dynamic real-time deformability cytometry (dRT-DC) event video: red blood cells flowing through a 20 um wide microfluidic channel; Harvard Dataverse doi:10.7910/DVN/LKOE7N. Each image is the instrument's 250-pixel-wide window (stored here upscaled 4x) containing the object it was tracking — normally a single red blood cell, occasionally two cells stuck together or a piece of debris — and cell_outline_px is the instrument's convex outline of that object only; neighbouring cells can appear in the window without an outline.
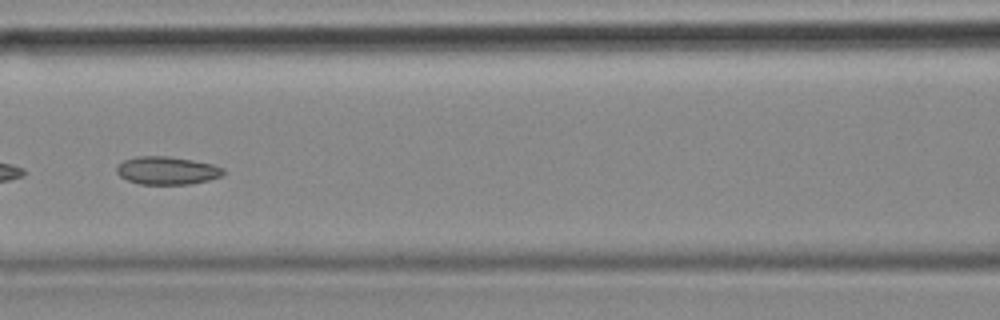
{"species": "common noctule bat (a hibernating species)", "species_latin": "Nyctalus noctula", "temperature_condition": "cold", "stored_images_in_passage": 53, "camera_frame_rate_fps": 3000, "um_per_image_px": 0.085, "animal": {"sex": "female", "body_mass_g": 18.4}, "frame": {"image": 1, "passage_image": 23, "time_ms": 7.333, "image_size_px": [1000, 320], "cell_outline_px": [[224, 172], [220, 176], [208, 180], [188, 184], [140, 184], [128, 180], [120, 176], [116, 172], [116, 164], [124, 160], [136, 156], [168, 156], [192, 160], [212, 164], [224, 168]], "centroid_in_image_um": [14.15, 14.48], "position_along_channel_um": 152.4, "area_um2": 17.34}, "authors_computed_cell_mechanics": {"area_um2": 18.4382, "velocity_mm_per_s": 3.5527, "shape_relaxation_time_tau1_ms": null, "shape_relaxation_time_tau2_ms": 4.9672, "deformation_change_tau1": null, "deformation_change_tau2": 0.0926}}